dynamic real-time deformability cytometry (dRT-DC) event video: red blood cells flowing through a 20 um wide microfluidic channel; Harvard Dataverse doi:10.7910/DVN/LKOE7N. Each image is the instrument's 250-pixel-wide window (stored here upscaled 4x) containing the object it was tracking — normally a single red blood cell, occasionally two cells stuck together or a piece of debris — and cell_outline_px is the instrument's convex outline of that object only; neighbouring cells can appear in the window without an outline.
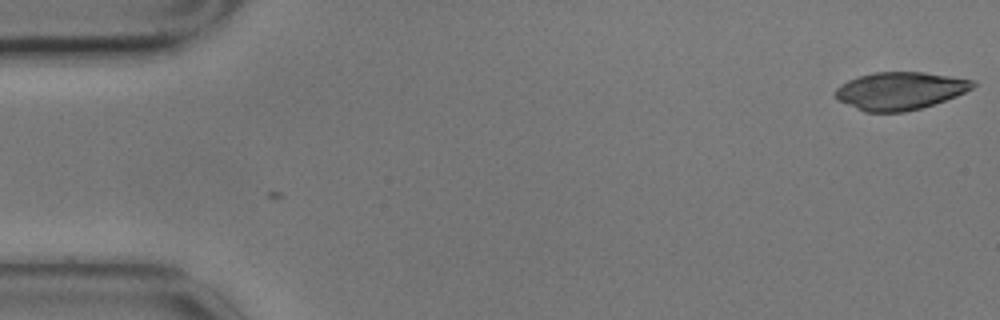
{"species": "common noctule bat (a hibernating species)", "species_latin": "Nyctalus noctula", "temperature_condition": "cold", "stored_images_in_passage": 2, "camera_frame_rate_fps": 3000, "um_per_image_px": 0.085, "animal": {"sex": "male", "body_mass_g": 17.9}, "frame": {"image": 1, "passage_image": 2, "time_ms": 0.333, "image_size_px": [1000, 320], "cell_outline_px": [[976, 84], [972, 88], [956, 96], [920, 108], [904, 112], [864, 112], [836, 100], [836, 88], [840, 84], [848, 80], [872, 72], [924, 72], [976, 80]], "centroid_in_image_um": [76.48, 7.71], "position_along_channel_um": 8.5, "area_um2": 30.17}}